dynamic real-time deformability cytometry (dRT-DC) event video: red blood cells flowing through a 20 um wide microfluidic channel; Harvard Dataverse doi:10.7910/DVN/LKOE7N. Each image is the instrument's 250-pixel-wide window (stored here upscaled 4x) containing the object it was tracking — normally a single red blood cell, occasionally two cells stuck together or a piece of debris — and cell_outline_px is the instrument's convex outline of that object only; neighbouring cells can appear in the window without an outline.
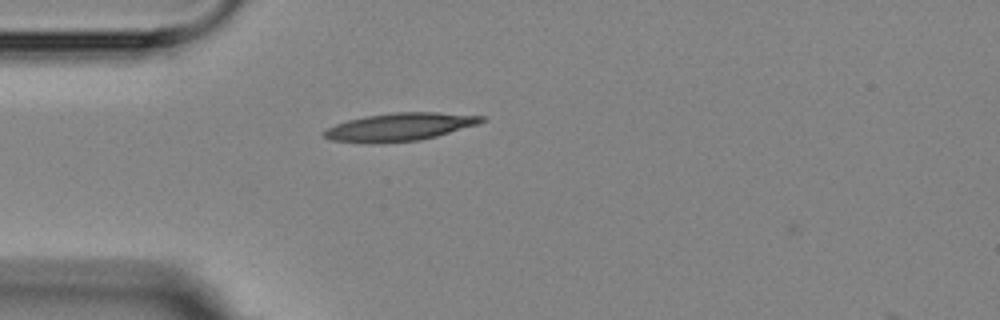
{"species": "Egyptian fruit bat (a non-hibernating species)", "species_latin": "Rousettus aegyptiacus", "temperature_condition": "room temperature", "stored_images_in_passage": 2, "camera_frame_rate_fps": 3000, "um_per_image_px": 0.085, "animal": {"sex": "female"}, "frame": {"image": 1, "passage_image": 2, "time_ms": 1.333, "image_size_px": [1000, 320], "cell_outline_px": [[488, 120], [480, 124], [436, 136], [420, 140], [372, 144], [332, 140], [324, 136], [320, 132], [336, 124], [348, 120], [364, 116], [392, 112], [436, 112], [484, 116]], "centroid_in_image_um": [33.99, 10.79], "position_along_channel_um": 51.0, "area_um2": 25.84}}